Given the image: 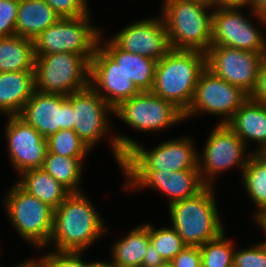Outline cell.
Segmentation results:
<instances>
[{
  "label": "cell",
  "instance_id": "obj_4",
  "mask_svg": "<svg viewBox=\"0 0 266 267\" xmlns=\"http://www.w3.org/2000/svg\"><path fill=\"white\" fill-rule=\"evenodd\" d=\"M162 4L160 16L170 48L206 53L211 47L213 7L199 0H164Z\"/></svg>",
  "mask_w": 266,
  "mask_h": 267
},
{
  "label": "cell",
  "instance_id": "obj_41",
  "mask_svg": "<svg viewBox=\"0 0 266 267\" xmlns=\"http://www.w3.org/2000/svg\"><path fill=\"white\" fill-rule=\"evenodd\" d=\"M15 267H47L44 259L40 256L23 261L21 264H17Z\"/></svg>",
  "mask_w": 266,
  "mask_h": 267
},
{
  "label": "cell",
  "instance_id": "obj_34",
  "mask_svg": "<svg viewBox=\"0 0 266 267\" xmlns=\"http://www.w3.org/2000/svg\"><path fill=\"white\" fill-rule=\"evenodd\" d=\"M20 0H0V37L16 34Z\"/></svg>",
  "mask_w": 266,
  "mask_h": 267
},
{
  "label": "cell",
  "instance_id": "obj_43",
  "mask_svg": "<svg viewBox=\"0 0 266 267\" xmlns=\"http://www.w3.org/2000/svg\"><path fill=\"white\" fill-rule=\"evenodd\" d=\"M258 224V227L261 228L262 231H264L263 233L265 234L266 233V225L262 222V221H258V222H255V225ZM265 245H266V239L262 240Z\"/></svg>",
  "mask_w": 266,
  "mask_h": 267
},
{
  "label": "cell",
  "instance_id": "obj_31",
  "mask_svg": "<svg viewBox=\"0 0 266 267\" xmlns=\"http://www.w3.org/2000/svg\"><path fill=\"white\" fill-rule=\"evenodd\" d=\"M168 227L154 228V226L149 223V238L150 242L163 259L167 262H171L187 245L173 227Z\"/></svg>",
  "mask_w": 266,
  "mask_h": 267
},
{
  "label": "cell",
  "instance_id": "obj_19",
  "mask_svg": "<svg viewBox=\"0 0 266 267\" xmlns=\"http://www.w3.org/2000/svg\"><path fill=\"white\" fill-rule=\"evenodd\" d=\"M110 39L124 51L159 61L171 49L161 16L131 22Z\"/></svg>",
  "mask_w": 266,
  "mask_h": 267
},
{
  "label": "cell",
  "instance_id": "obj_47",
  "mask_svg": "<svg viewBox=\"0 0 266 267\" xmlns=\"http://www.w3.org/2000/svg\"><path fill=\"white\" fill-rule=\"evenodd\" d=\"M199 1H203V2L209 3L211 5L212 0H199Z\"/></svg>",
  "mask_w": 266,
  "mask_h": 267
},
{
  "label": "cell",
  "instance_id": "obj_27",
  "mask_svg": "<svg viewBox=\"0 0 266 267\" xmlns=\"http://www.w3.org/2000/svg\"><path fill=\"white\" fill-rule=\"evenodd\" d=\"M33 40L11 35L0 37V72L34 70Z\"/></svg>",
  "mask_w": 266,
  "mask_h": 267
},
{
  "label": "cell",
  "instance_id": "obj_8",
  "mask_svg": "<svg viewBox=\"0 0 266 267\" xmlns=\"http://www.w3.org/2000/svg\"><path fill=\"white\" fill-rule=\"evenodd\" d=\"M137 142L126 154L121 171L198 170V150L190 136L162 141L153 150Z\"/></svg>",
  "mask_w": 266,
  "mask_h": 267
},
{
  "label": "cell",
  "instance_id": "obj_44",
  "mask_svg": "<svg viewBox=\"0 0 266 267\" xmlns=\"http://www.w3.org/2000/svg\"><path fill=\"white\" fill-rule=\"evenodd\" d=\"M157 267H173L171 262L165 261L163 264L158 265Z\"/></svg>",
  "mask_w": 266,
  "mask_h": 267
},
{
  "label": "cell",
  "instance_id": "obj_38",
  "mask_svg": "<svg viewBox=\"0 0 266 267\" xmlns=\"http://www.w3.org/2000/svg\"><path fill=\"white\" fill-rule=\"evenodd\" d=\"M250 17L255 16V19L258 20L257 24L266 25V0H250L249 7Z\"/></svg>",
  "mask_w": 266,
  "mask_h": 267
},
{
  "label": "cell",
  "instance_id": "obj_35",
  "mask_svg": "<svg viewBox=\"0 0 266 267\" xmlns=\"http://www.w3.org/2000/svg\"><path fill=\"white\" fill-rule=\"evenodd\" d=\"M84 252H48L41 256L47 267H88L89 262L82 258Z\"/></svg>",
  "mask_w": 266,
  "mask_h": 267
},
{
  "label": "cell",
  "instance_id": "obj_16",
  "mask_svg": "<svg viewBox=\"0 0 266 267\" xmlns=\"http://www.w3.org/2000/svg\"><path fill=\"white\" fill-rule=\"evenodd\" d=\"M73 113L66 95L35 90L18 116L47 139L61 129L73 130Z\"/></svg>",
  "mask_w": 266,
  "mask_h": 267
},
{
  "label": "cell",
  "instance_id": "obj_24",
  "mask_svg": "<svg viewBox=\"0 0 266 267\" xmlns=\"http://www.w3.org/2000/svg\"><path fill=\"white\" fill-rule=\"evenodd\" d=\"M17 184L41 202L57 209L70 192L43 168L31 169L19 174Z\"/></svg>",
  "mask_w": 266,
  "mask_h": 267
},
{
  "label": "cell",
  "instance_id": "obj_28",
  "mask_svg": "<svg viewBox=\"0 0 266 267\" xmlns=\"http://www.w3.org/2000/svg\"><path fill=\"white\" fill-rule=\"evenodd\" d=\"M85 159L64 157L47 151L42 168L70 193L82 192L84 190L80 185Z\"/></svg>",
  "mask_w": 266,
  "mask_h": 267
},
{
  "label": "cell",
  "instance_id": "obj_3",
  "mask_svg": "<svg viewBox=\"0 0 266 267\" xmlns=\"http://www.w3.org/2000/svg\"><path fill=\"white\" fill-rule=\"evenodd\" d=\"M206 68V53L170 49L157 61L151 92L173 103L184 114L190 108L201 72Z\"/></svg>",
  "mask_w": 266,
  "mask_h": 267
},
{
  "label": "cell",
  "instance_id": "obj_48",
  "mask_svg": "<svg viewBox=\"0 0 266 267\" xmlns=\"http://www.w3.org/2000/svg\"><path fill=\"white\" fill-rule=\"evenodd\" d=\"M262 222L266 225V217L262 220Z\"/></svg>",
  "mask_w": 266,
  "mask_h": 267
},
{
  "label": "cell",
  "instance_id": "obj_29",
  "mask_svg": "<svg viewBox=\"0 0 266 267\" xmlns=\"http://www.w3.org/2000/svg\"><path fill=\"white\" fill-rule=\"evenodd\" d=\"M223 231L217 238L199 247L201 267H233L235 244L227 239Z\"/></svg>",
  "mask_w": 266,
  "mask_h": 267
},
{
  "label": "cell",
  "instance_id": "obj_40",
  "mask_svg": "<svg viewBox=\"0 0 266 267\" xmlns=\"http://www.w3.org/2000/svg\"><path fill=\"white\" fill-rule=\"evenodd\" d=\"M250 0H212L213 9L244 8L249 6Z\"/></svg>",
  "mask_w": 266,
  "mask_h": 267
},
{
  "label": "cell",
  "instance_id": "obj_6",
  "mask_svg": "<svg viewBox=\"0 0 266 267\" xmlns=\"http://www.w3.org/2000/svg\"><path fill=\"white\" fill-rule=\"evenodd\" d=\"M2 202L15 232L27 244L38 250L49 246L53 231V208L24 191L15 182L7 190Z\"/></svg>",
  "mask_w": 266,
  "mask_h": 267
},
{
  "label": "cell",
  "instance_id": "obj_14",
  "mask_svg": "<svg viewBox=\"0 0 266 267\" xmlns=\"http://www.w3.org/2000/svg\"><path fill=\"white\" fill-rule=\"evenodd\" d=\"M263 54L227 46H211L206 52V67L249 96L254 91Z\"/></svg>",
  "mask_w": 266,
  "mask_h": 267
},
{
  "label": "cell",
  "instance_id": "obj_11",
  "mask_svg": "<svg viewBox=\"0 0 266 267\" xmlns=\"http://www.w3.org/2000/svg\"><path fill=\"white\" fill-rule=\"evenodd\" d=\"M248 98L249 95L240 87L223 80L206 67L199 76L193 102L184 119L206 113L219 116L221 121L218 124H227Z\"/></svg>",
  "mask_w": 266,
  "mask_h": 267
},
{
  "label": "cell",
  "instance_id": "obj_7",
  "mask_svg": "<svg viewBox=\"0 0 266 267\" xmlns=\"http://www.w3.org/2000/svg\"><path fill=\"white\" fill-rule=\"evenodd\" d=\"M92 57L66 52L36 56L35 90L68 96L89 86Z\"/></svg>",
  "mask_w": 266,
  "mask_h": 267
},
{
  "label": "cell",
  "instance_id": "obj_25",
  "mask_svg": "<svg viewBox=\"0 0 266 267\" xmlns=\"http://www.w3.org/2000/svg\"><path fill=\"white\" fill-rule=\"evenodd\" d=\"M241 177L246 193L256 208L252 218L254 222L262 221L266 217V157L261 152L254 153Z\"/></svg>",
  "mask_w": 266,
  "mask_h": 267
},
{
  "label": "cell",
  "instance_id": "obj_30",
  "mask_svg": "<svg viewBox=\"0 0 266 267\" xmlns=\"http://www.w3.org/2000/svg\"><path fill=\"white\" fill-rule=\"evenodd\" d=\"M48 152L70 158H85L91 149L72 129H61L47 139Z\"/></svg>",
  "mask_w": 266,
  "mask_h": 267
},
{
  "label": "cell",
  "instance_id": "obj_15",
  "mask_svg": "<svg viewBox=\"0 0 266 267\" xmlns=\"http://www.w3.org/2000/svg\"><path fill=\"white\" fill-rule=\"evenodd\" d=\"M242 8L213 9L211 46H227L266 54L263 32L249 20Z\"/></svg>",
  "mask_w": 266,
  "mask_h": 267
},
{
  "label": "cell",
  "instance_id": "obj_1",
  "mask_svg": "<svg viewBox=\"0 0 266 267\" xmlns=\"http://www.w3.org/2000/svg\"><path fill=\"white\" fill-rule=\"evenodd\" d=\"M83 192L70 193L54 210L49 246L56 252H83L108 232L104 219Z\"/></svg>",
  "mask_w": 266,
  "mask_h": 267
},
{
  "label": "cell",
  "instance_id": "obj_13",
  "mask_svg": "<svg viewBox=\"0 0 266 267\" xmlns=\"http://www.w3.org/2000/svg\"><path fill=\"white\" fill-rule=\"evenodd\" d=\"M126 176L124 190L135 192L154 189L169 198L168 205L201 192L207 185L199 170L181 171H122ZM126 184V185H125Z\"/></svg>",
  "mask_w": 266,
  "mask_h": 267
},
{
  "label": "cell",
  "instance_id": "obj_10",
  "mask_svg": "<svg viewBox=\"0 0 266 267\" xmlns=\"http://www.w3.org/2000/svg\"><path fill=\"white\" fill-rule=\"evenodd\" d=\"M247 148L244 141L227 124L217 123L209 134L202 153H198V170L204 183L215 186L216 178L220 177L217 175L233 167L242 174L253 155Z\"/></svg>",
  "mask_w": 266,
  "mask_h": 267
},
{
  "label": "cell",
  "instance_id": "obj_33",
  "mask_svg": "<svg viewBox=\"0 0 266 267\" xmlns=\"http://www.w3.org/2000/svg\"><path fill=\"white\" fill-rule=\"evenodd\" d=\"M60 18L89 15L88 0H44Z\"/></svg>",
  "mask_w": 266,
  "mask_h": 267
},
{
  "label": "cell",
  "instance_id": "obj_17",
  "mask_svg": "<svg viewBox=\"0 0 266 267\" xmlns=\"http://www.w3.org/2000/svg\"><path fill=\"white\" fill-rule=\"evenodd\" d=\"M5 125L8 159L18 175L42 168L48 148L47 140L18 115L8 116Z\"/></svg>",
  "mask_w": 266,
  "mask_h": 267
},
{
  "label": "cell",
  "instance_id": "obj_18",
  "mask_svg": "<svg viewBox=\"0 0 266 267\" xmlns=\"http://www.w3.org/2000/svg\"><path fill=\"white\" fill-rule=\"evenodd\" d=\"M90 86L113 109L141 92L100 45L90 60Z\"/></svg>",
  "mask_w": 266,
  "mask_h": 267
},
{
  "label": "cell",
  "instance_id": "obj_42",
  "mask_svg": "<svg viewBox=\"0 0 266 267\" xmlns=\"http://www.w3.org/2000/svg\"><path fill=\"white\" fill-rule=\"evenodd\" d=\"M88 267H111V261L110 262H105L104 261H95V262H90Z\"/></svg>",
  "mask_w": 266,
  "mask_h": 267
},
{
  "label": "cell",
  "instance_id": "obj_2",
  "mask_svg": "<svg viewBox=\"0 0 266 267\" xmlns=\"http://www.w3.org/2000/svg\"><path fill=\"white\" fill-rule=\"evenodd\" d=\"M67 99L73 105V130L79 138L92 150L100 140H104L102 137H109L110 147L120 168L125 154L137 141L124 134L112 133L108 117L110 114L114 116V109L90 85L69 94Z\"/></svg>",
  "mask_w": 266,
  "mask_h": 267
},
{
  "label": "cell",
  "instance_id": "obj_21",
  "mask_svg": "<svg viewBox=\"0 0 266 267\" xmlns=\"http://www.w3.org/2000/svg\"><path fill=\"white\" fill-rule=\"evenodd\" d=\"M34 91V70L0 72V113L19 115Z\"/></svg>",
  "mask_w": 266,
  "mask_h": 267
},
{
  "label": "cell",
  "instance_id": "obj_32",
  "mask_svg": "<svg viewBox=\"0 0 266 267\" xmlns=\"http://www.w3.org/2000/svg\"><path fill=\"white\" fill-rule=\"evenodd\" d=\"M233 267H266V245L263 241L243 247L233 255Z\"/></svg>",
  "mask_w": 266,
  "mask_h": 267
},
{
  "label": "cell",
  "instance_id": "obj_12",
  "mask_svg": "<svg viewBox=\"0 0 266 267\" xmlns=\"http://www.w3.org/2000/svg\"><path fill=\"white\" fill-rule=\"evenodd\" d=\"M114 116L140 133L161 131L185 120L173 103L151 91H141L123 101L114 109Z\"/></svg>",
  "mask_w": 266,
  "mask_h": 267
},
{
  "label": "cell",
  "instance_id": "obj_46",
  "mask_svg": "<svg viewBox=\"0 0 266 267\" xmlns=\"http://www.w3.org/2000/svg\"><path fill=\"white\" fill-rule=\"evenodd\" d=\"M260 152L266 157V146Z\"/></svg>",
  "mask_w": 266,
  "mask_h": 267
},
{
  "label": "cell",
  "instance_id": "obj_37",
  "mask_svg": "<svg viewBox=\"0 0 266 267\" xmlns=\"http://www.w3.org/2000/svg\"><path fill=\"white\" fill-rule=\"evenodd\" d=\"M249 97L258 103L266 105V54H263L261 58L257 84Z\"/></svg>",
  "mask_w": 266,
  "mask_h": 267
},
{
  "label": "cell",
  "instance_id": "obj_5",
  "mask_svg": "<svg viewBox=\"0 0 266 267\" xmlns=\"http://www.w3.org/2000/svg\"><path fill=\"white\" fill-rule=\"evenodd\" d=\"M214 186L168 205L171 227L187 246L200 247L217 238L224 230Z\"/></svg>",
  "mask_w": 266,
  "mask_h": 267
},
{
  "label": "cell",
  "instance_id": "obj_36",
  "mask_svg": "<svg viewBox=\"0 0 266 267\" xmlns=\"http://www.w3.org/2000/svg\"><path fill=\"white\" fill-rule=\"evenodd\" d=\"M173 267H201L199 247L186 246L171 261Z\"/></svg>",
  "mask_w": 266,
  "mask_h": 267
},
{
  "label": "cell",
  "instance_id": "obj_20",
  "mask_svg": "<svg viewBox=\"0 0 266 267\" xmlns=\"http://www.w3.org/2000/svg\"><path fill=\"white\" fill-rule=\"evenodd\" d=\"M227 125L246 146H250L249 141L257 145V148L252 151L253 154L260 152L266 146V105L249 97Z\"/></svg>",
  "mask_w": 266,
  "mask_h": 267
},
{
  "label": "cell",
  "instance_id": "obj_23",
  "mask_svg": "<svg viewBox=\"0 0 266 267\" xmlns=\"http://www.w3.org/2000/svg\"><path fill=\"white\" fill-rule=\"evenodd\" d=\"M59 19V15L44 0H20L16 35L34 40Z\"/></svg>",
  "mask_w": 266,
  "mask_h": 267
},
{
  "label": "cell",
  "instance_id": "obj_45",
  "mask_svg": "<svg viewBox=\"0 0 266 267\" xmlns=\"http://www.w3.org/2000/svg\"><path fill=\"white\" fill-rule=\"evenodd\" d=\"M111 267H129V266H122V265H116L114 263H111Z\"/></svg>",
  "mask_w": 266,
  "mask_h": 267
},
{
  "label": "cell",
  "instance_id": "obj_39",
  "mask_svg": "<svg viewBox=\"0 0 266 267\" xmlns=\"http://www.w3.org/2000/svg\"><path fill=\"white\" fill-rule=\"evenodd\" d=\"M165 262L163 257L150 242L142 260V267H157Z\"/></svg>",
  "mask_w": 266,
  "mask_h": 267
},
{
  "label": "cell",
  "instance_id": "obj_22",
  "mask_svg": "<svg viewBox=\"0 0 266 267\" xmlns=\"http://www.w3.org/2000/svg\"><path fill=\"white\" fill-rule=\"evenodd\" d=\"M102 33L99 45L118 63L129 79L140 91H151L157 61L130 53L119 48L111 39L103 40Z\"/></svg>",
  "mask_w": 266,
  "mask_h": 267
},
{
  "label": "cell",
  "instance_id": "obj_9",
  "mask_svg": "<svg viewBox=\"0 0 266 267\" xmlns=\"http://www.w3.org/2000/svg\"><path fill=\"white\" fill-rule=\"evenodd\" d=\"M91 15L60 18L49 26L33 40L35 57L58 52L93 56L102 30L92 24Z\"/></svg>",
  "mask_w": 266,
  "mask_h": 267
},
{
  "label": "cell",
  "instance_id": "obj_26",
  "mask_svg": "<svg viewBox=\"0 0 266 267\" xmlns=\"http://www.w3.org/2000/svg\"><path fill=\"white\" fill-rule=\"evenodd\" d=\"M150 243L149 223L134 227L111 247V263L129 267H142L144 253Z\"/></svg>",
  "mask_w": 266,
  "mask_h": 267
}]
</instances>
